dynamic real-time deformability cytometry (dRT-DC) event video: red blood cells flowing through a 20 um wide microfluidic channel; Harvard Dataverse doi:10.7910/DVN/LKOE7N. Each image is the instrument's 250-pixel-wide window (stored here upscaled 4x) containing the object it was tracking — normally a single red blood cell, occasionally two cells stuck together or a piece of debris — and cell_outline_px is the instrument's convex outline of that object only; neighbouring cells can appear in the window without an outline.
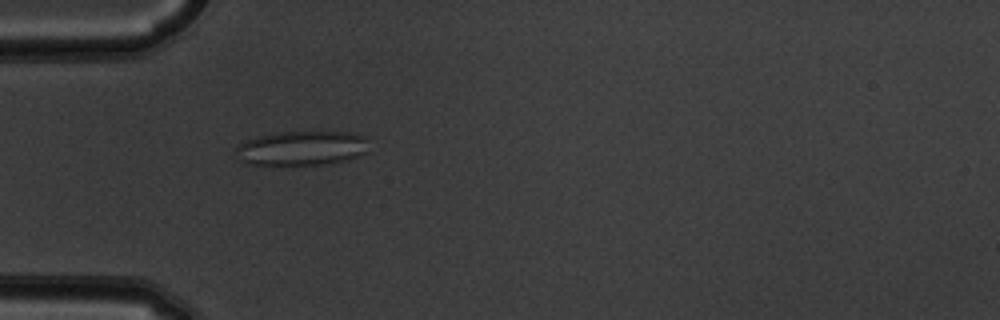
{"species": "common noctule bat (a hibernating species)", "species_latin": "Nyctalus noctula", "temperature_condition": "warm", "stored_images_in_passage": 53, "camera_frame_rate_fps": 3000, "um_per_image_px": 0.085, "animal": {"sex": "male", "body_mass_g": 19.5, "forearm_length_mm": 54.6}, "frame": {"image": 1, "passage_image": 17, "time_ms": 5.333, "image_size_px": [1000, 320], "cell_outline_px": [[368, 152], [348, 160], [332, 164], [244, 164], [240, 160], [236, 152], [236, 144], [256, 136], [276, 132], [348, 132], [364, 136]], "centroid_in_image_um": [25.62, 12.59], "position_along_channel_um": 59.4, "area_um2": 26.82}}
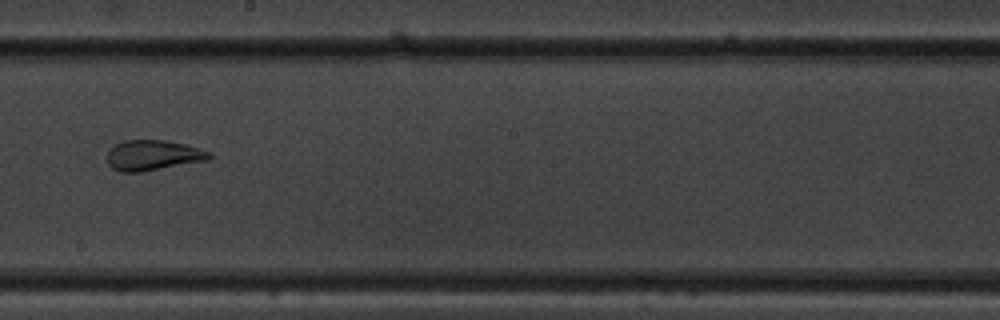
{"frame": {"image": 2, "passage_image": 31, "time_ms": 10.0, "image_size_px": [1000, 320], "cell_outline_px": [[212, 156], [208, 160], [140, 172], [120, 172], [112, 168], [108, 164], [108, 152], [116, 144], [124, 140], [164, 140], [184, 144], [200, 148], [212, 152]], "centroid_in_image_um": [13.02, 13.2], "position_along_channel_um": 235.2, "area_um2": 17.98}}
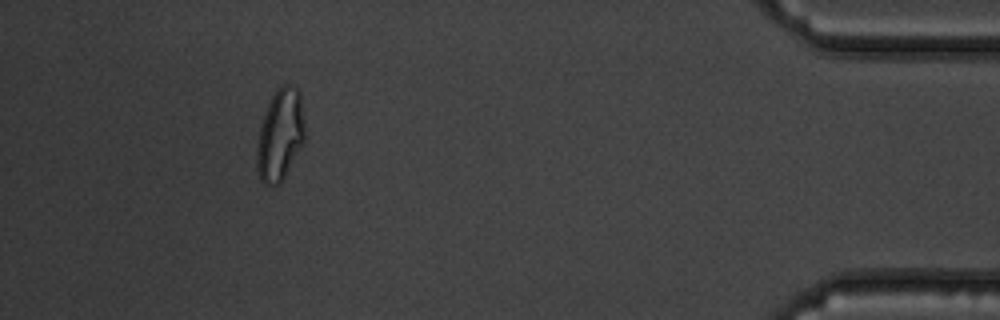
{"frame": {"image": 3, "passage_image": 49, "time_ms": 16.0, "image_size_px": [1000, 320], "cell_outline_px": [[304, 144], [280, 184], [264, 184], [260, 180], [256, 168], [256, 148], [260, 128], [268, 104], [276, 88], [284, 84], [292, 84], [300, 92], [304, 120]], "centroid_in_image_um": [23.82, 11.47], "position_along_channel_um": 411.4, "area_um2": 25.78}, "authors_computed_cell_mechanics": {"area_um2": 25.143, "velocity_mm_per_s": 3.8544, "shape_relaxation_time_tau1_ms": null, "shape_relaxation_time_tau2_ms": 1.4843, "deformation_change_tau1": null, "deformation_change_tau2": 0.0831}}